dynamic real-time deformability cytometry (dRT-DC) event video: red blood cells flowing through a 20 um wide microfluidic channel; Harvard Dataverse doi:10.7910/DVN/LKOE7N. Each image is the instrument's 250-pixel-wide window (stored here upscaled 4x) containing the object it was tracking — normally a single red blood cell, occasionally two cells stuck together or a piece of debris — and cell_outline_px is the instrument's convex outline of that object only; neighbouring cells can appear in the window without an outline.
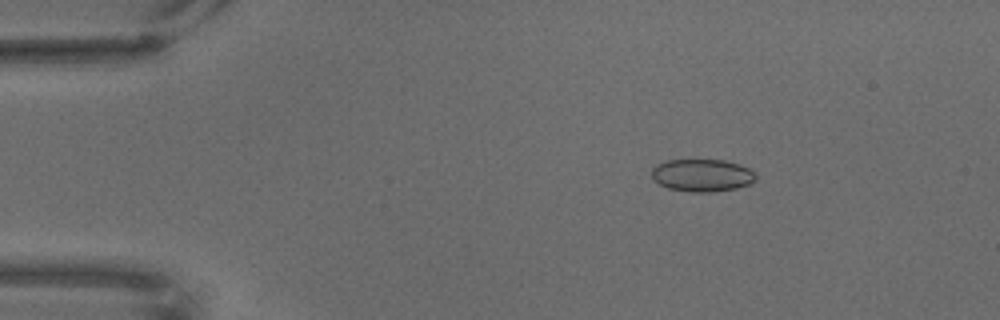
{"species": "common noctule bat (a hibernating species)", "species_latin": "Nyctalus noctula", "temperature_condition": "warm", "stored_images_in_passage": 66, "camera_frame_rate_fps": 3000, "um_per_image_px": 0.085, "animal": {"sex": "male", "body_mass_g": 18.8}, "frame": {"image": 1, "passage_image": 8, "time_ms": 2.333, "image_size_px": [1000, 320], "cell_outline_px": [[756, 180], [748, 184], [736, 188], [708, 192], [692, 192], [668, 188], [660, 184], [652, 176], [652, 168], [656, 164], [668, 160], [724, 160], [740, 164], [748, 168], [756, 176]], "centroid_in_image_um": [59.67, 14.89], "position_along_channel_um": 25.3, "area_um2": 19.54}}
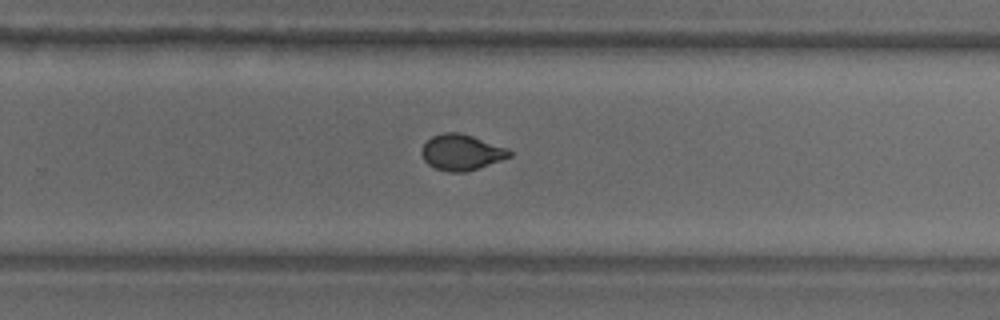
{"frame": {"image": 2, "passage_image": 42, "time_ms": 13.667, "image_size_px": [1000, 320], "cell_outline_px": [[512, 156], [464, 172], [448, 172], [436, 168], [428, 164], [424, 160], [420, 152], [424, 144], [432, 136], [444, 132], [460, 132], [508, 148], [512, 152]], "centroid_in_image_um": [39.21, 12.93], "position_along_channel_um": 290.6, "area_um2": 18.15}}
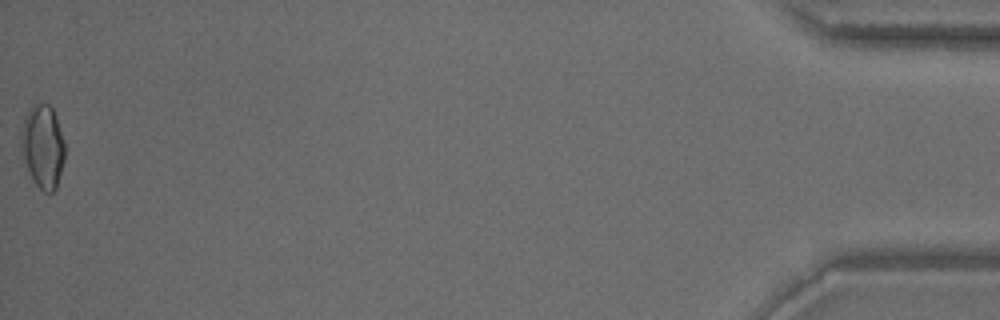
{"frame": {"image": 3, "passage_image": 66, "time_ms": 21.667, "image_size_px": [1000, 320], "cell_outline_px": [[64, 160], [56, 188], [52, 192], [44, 192], [32, 180], [28, 172], [20, 152], [20, 132], [28, 108], [32, 104], [48, 104], [52, 108], [56, 116], [64, 140]], "centroid_in_image_um": [3.61, 12.44], "position_along_channel_um": 431.6, "area_um2": 21.5}}